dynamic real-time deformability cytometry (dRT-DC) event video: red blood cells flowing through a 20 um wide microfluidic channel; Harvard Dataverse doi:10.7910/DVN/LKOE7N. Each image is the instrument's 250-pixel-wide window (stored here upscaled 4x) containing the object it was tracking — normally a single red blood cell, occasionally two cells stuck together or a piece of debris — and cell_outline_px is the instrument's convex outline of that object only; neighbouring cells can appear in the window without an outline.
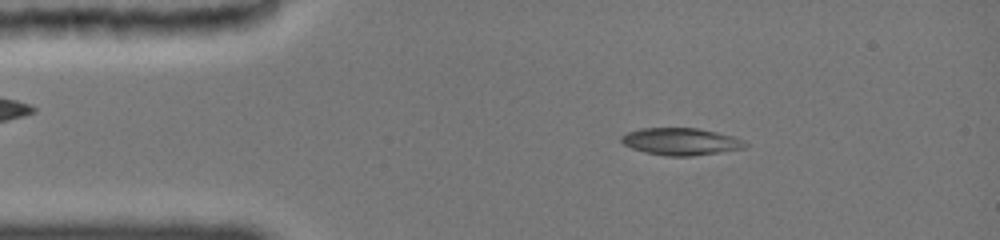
{"species": "common noctule bat (a hibernating species)", "species_latin": "Nyctalus noctula", "temperature_condition": "cold", "stored_images_in_passage": 56, "camera_frame_rate_fps": 3000, "um_per_image_px": 0.085, "animal": {"sex": "female", "body_mass_g": 19.0, "forearm_length_mm": 51.5}, "frame": {"image": 1, "passage_image": 8, "time_ms": 2.0, "image_size_px": [1000, 240], "cell_outline_px": [[744, 144], [740, 148], [716, 152], [688, 156], [668, 156], [648, 152], [632, 148], [624, 144], [620, 140], [628, 132], [644, 128], [696, 128], [728, 136]], "centroid_in_image_um": [57.72, 12.03], "position_along_channel_um": 27.3, "area_um2": 18.38}}
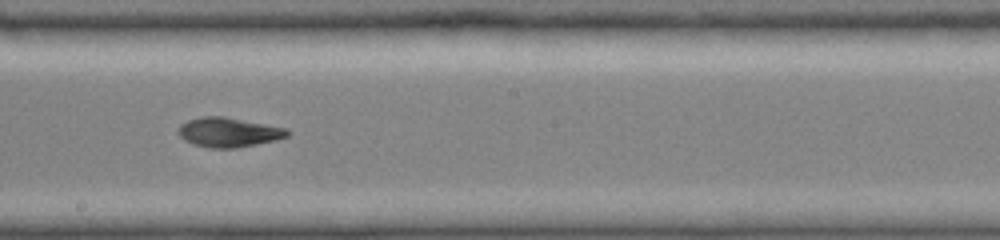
{"frame": {"image": 2, "passage_image": 24, "time_ms": 8.333, "image_size_px": [1000, 240], "cell_outline_px": [[288, 136], [272, 140], [232, 148], [212, 148], [192, 144], [184, 140], [180, 136], [180, 124], [188, 120], [204, 116], [220, 116], [284, 128], [288, 132]], "centroid_in_image_um": [19.35, 11.24], "position_along_channel_um": 228.9, "area_um2": 17.98}}
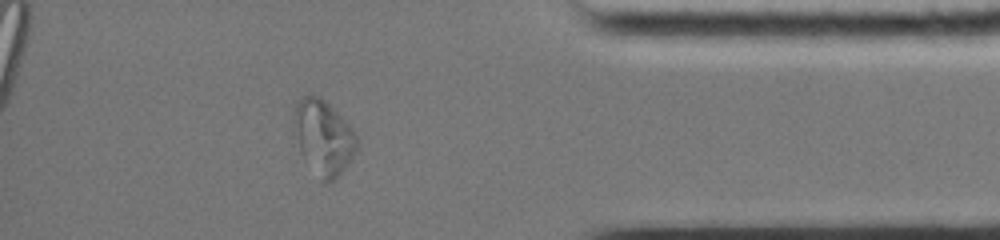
{"frame": {"image": 3, "passage_image": 45, "time_ms": 13.333, "image_size_px": [1000, 240], "cell_outline_px": [[360, 144], [356, 152], [348, 164], [328, 184], [324, 184], [320, 180], [300, 152], [292, 132], [292, 116], [296, 100], [300, 96], [320, 96], [352, 128]], "centroid_in_image_um": [27.44, 11.66], "position_along_channel_um": 407.8, "area_um2": 27.74}, "authors_computed_cell_mechanics": {"area_um2": 18.6116, "velocity_mm_per_s": 3.9129, "shape_relaxation_time_tau1_ms": null, "shape_relaxation_time_tau2_ms": 2.7351, "deformation_change_tau1": null, "deformation_change_tau2": 0.083}}